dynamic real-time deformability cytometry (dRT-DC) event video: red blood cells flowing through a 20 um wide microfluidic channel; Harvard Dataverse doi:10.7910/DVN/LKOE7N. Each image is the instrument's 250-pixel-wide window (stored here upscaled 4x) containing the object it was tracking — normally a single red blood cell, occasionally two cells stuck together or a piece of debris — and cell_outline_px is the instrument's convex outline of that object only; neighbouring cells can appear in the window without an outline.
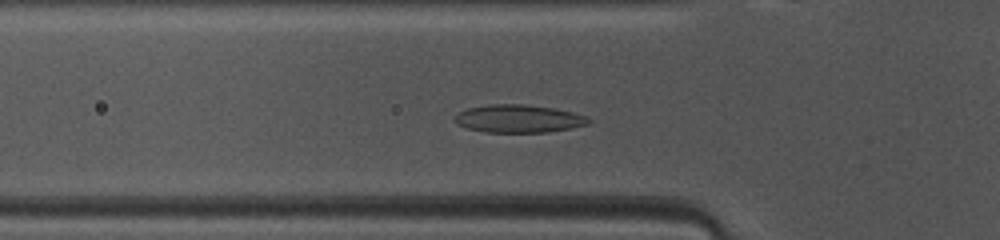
{"species": "common noctule bat (a hibernating species)", "species_latin": "Nyctalus noctula", "temperature_condition": "warm", "stored_images_in_passage": 35, "camera_frame_rate_fps": 3000, "um_per_image_px": 0.085, "animal": {"sex": "female", "body_mass_g": 10.0, "forearm_length_mm": 53.1}, "frame": {"image": 1, "passage_image": 2, "time_ms": 0.333, "image_size_px": [1000, 240], "cell_outline_px": [[592, 120], [588, 124], [548, 132], [484, 132], [468, 128], [456, 124], [452, 120], [452, 116], [468, 108], [488, 104], [524, 104], [552, 108], [572, 112], [588, 116]], "centroid_in_image_um": [44.04, 10.08], "position_along_channel_um": 81.8, "area_um2": 21.79}}
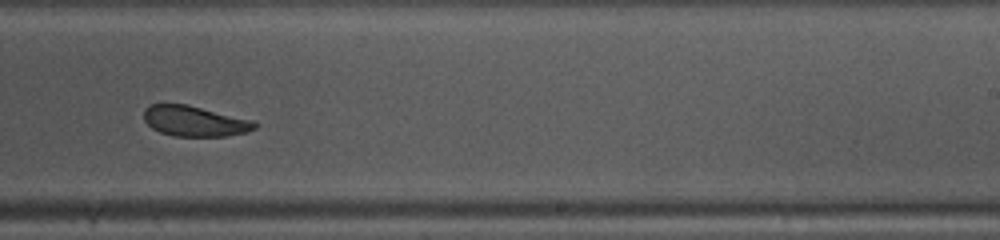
{"frame": {"image": 2, "passage_image": 16, "time_ms": 5.0, "image_size_px": [1000, 240], "cell_outline_px": [[256, 128], [248, 132], [228, 136], [172, 136], [160, 132], [152, 128], [144, 120], [144, 108], [148, 104], [188, 104], [252, 120], [256, 124]], "centroid_in_image_um": [16.52, 10.29], "position_along_channel_um": 272.5, "area_um2": 19.77}}
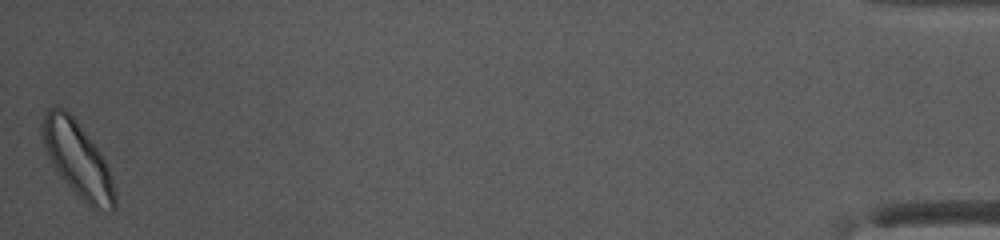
{"frame": {"image": 3, "passage_image": 35, "time_ms": 11.333, "image_size_px": [1000, 240], "cell_outline_px": [[116, 208], [112, 212], [96, 212], [88, 208], [60, 176], [48, 156], [40, 132], [40, 124], [48, 108], [64, 108], [76, 120], [100, 152], [108, 168], [112, 180], [116, 196]], "centroid_in_image_um": [6.62, 13.63], "position_along_channel_um": 428.6, "area_um2": 31.91}}